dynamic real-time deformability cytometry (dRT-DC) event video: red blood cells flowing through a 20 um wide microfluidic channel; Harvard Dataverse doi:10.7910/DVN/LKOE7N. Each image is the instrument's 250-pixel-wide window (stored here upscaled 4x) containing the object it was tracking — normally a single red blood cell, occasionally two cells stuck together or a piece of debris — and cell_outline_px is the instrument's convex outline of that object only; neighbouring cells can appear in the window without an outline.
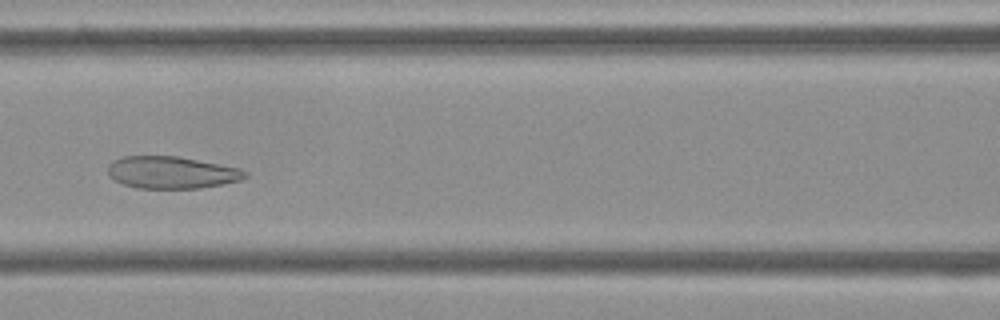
{"species": "Egyptian fruit bat (a non-hibernating species)", "species_latin": "Rousettus aegyptiacus", "temperature_condition": "cold", "stored_images_in_passage": 39, "camera_frame_rate_fps": 3000, "um_per_image_px": 0.085, "frame": {"image": 1, "passage_image": 9, "time_ms": 2.667, "image_size_px": [1000, 320], "cell_outline_px": [[248, 176], [240, 180], [224, 184], [200, 188], [136, 188], [124, 184], [116, 180], [108, 172], [108, 164], [112, 160], [124, 156], [176, 156], [220, 164], [240, 168], [248, 172]], "centroid_in_image_um": [14.61, 14.66], "position_along_channel_um": 152.0, "area_um2": 25.66}}
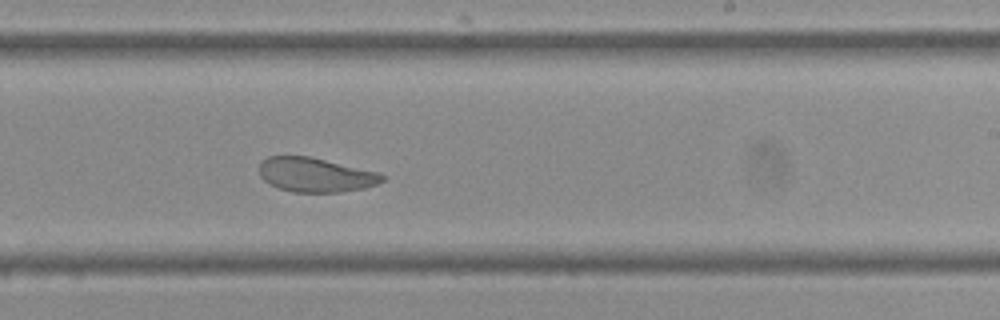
{"frame": {"image": 2, "passage_image": 18, "time_ms": 5.667, "image_size_px": [1000, 320], "cell_outline_px": [[384, 180], [376, 184], [364, 188], [340, 192], [292, 192], [268, 184], [260, 176], [260, 160], [268, 156], [308, 156], [376, 172], [384, 176]], "centroid_in_image_um": [26.76, 14.86], "position_along_channel_um": 262.2, "area_um2": 24.33}}
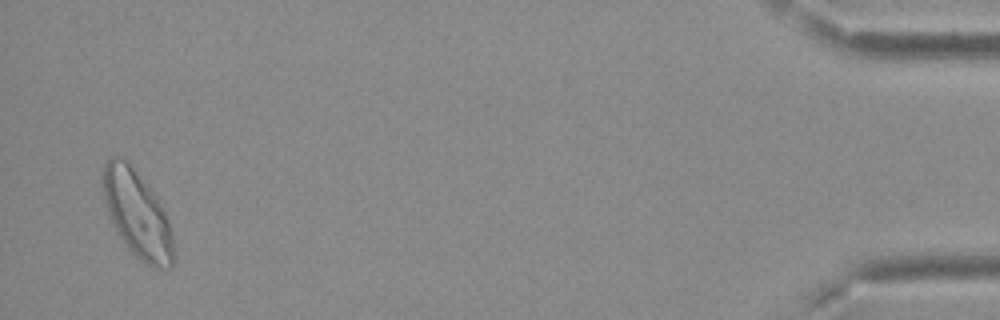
{"frame": {"image": 3, "passage_image": 38, "time_ms": 12.333, "image_size_px": [1000, 320], "cell_outline_px": [[176, 252], [172, 268], [152, 268], [140, 260], [128, 248], [120, 236], [108, 212], [104, 200], [100, 176], [104, 164], [112, 156], [120, 156], [132, 168], [156, 196], [168, 220]], "centroid_in_image_um": [11.67, 18.24], "position_along_channel_um": 423.5, "area_um2": 35.49}, "authors_computed_cell_mechanics": {"area_um2": 26.7036, "velocity_mm_per_s": 3.6826, "shape_relaxation_time_tau1_ms": null, "shape_relaxation_time_tau2_ms": 1.6897, "deformation_change_tau1": null, "deformation_change_tau2": 0.0755}}